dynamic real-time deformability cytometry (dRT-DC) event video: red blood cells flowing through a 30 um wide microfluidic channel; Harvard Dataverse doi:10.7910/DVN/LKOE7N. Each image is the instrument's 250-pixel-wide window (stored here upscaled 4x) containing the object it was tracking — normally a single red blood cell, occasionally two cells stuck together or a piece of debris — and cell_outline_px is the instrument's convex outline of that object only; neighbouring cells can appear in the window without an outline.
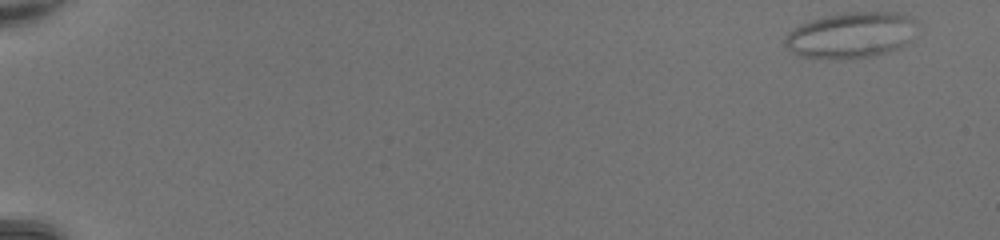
{"species": "common noctule bat (a hibernating species)", "species_latin": "Nyctalus noctula", "temperature_condition": "room temperature", "stored_images_in_passage": 48, "camera_frame_rate_fps": 3000, "um_per_image_px": 0.085, "animal": {"sex": "female", "body_mass_g": 20.0, "forearm_length_mm": 54.0}, "frame": {"image": 1, "passage_image": 1, "time_ms": 0.0, "image_size_px": [1000, 240], "cell_outline_px": [[916, 20], [908, 44], [900, 48], [868, 56], [840, 60], [800, 56], [788, 48], [784, 44], [784, 36], [792, 28], [800, 24], [824, 16], [844, 12], [904, 12], [912, 16]], "centroid_in_image_um": [72.32, 2.97], "position_along_channel_um": 12.7, "area_um2": 35.49}}
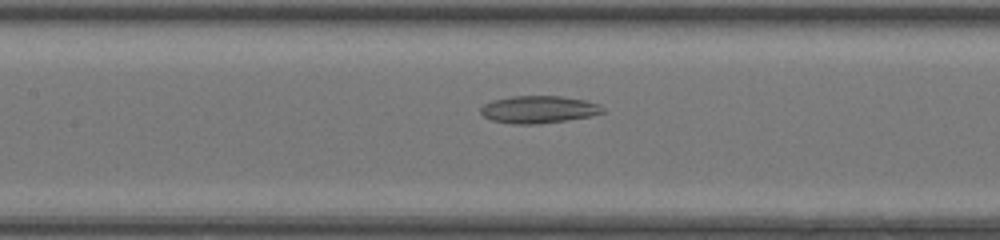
{"frame": {"image": 2, "passage_image": 24, "time_ms": 7.667, "image_size_px": [1000, 240], "cell_outline_px": [[604, 112], [592, 116], [540, 124], [512, 124], [492, 120], [484, 116], [480, 112], [480, 108], [484, 104], [492, 100], [512, 96], [560, 96], [584, 100], [600, 104], [604, 108]], "centroid_in_image_um": [45.79, 9.31], "position_along_channel_um": 161.6, "area_um2": 19.54}}
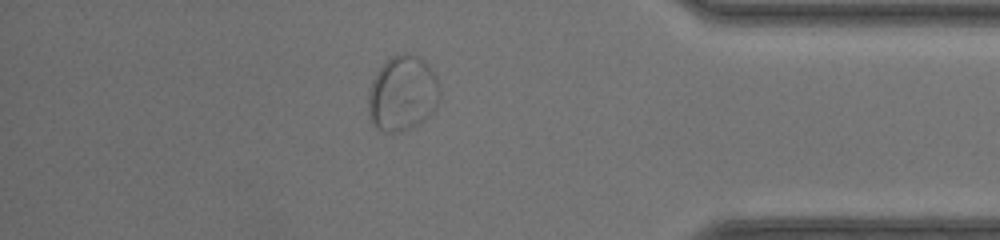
{"frame": {"image": 3, "passage_image": 42, "time_ms": 13.667, "image_size_px": [1000, 240], "cell_outline_px": [[440, 96], [436, 108], [420, 124], [400, 132], [384, 132], [376, 128], [372, 124], [368, 112], [368, 88], [376, 72], [392, 56], [404, 52], [408, 52], [420, 56], [428, 64], [436, 76], [440, 84]], "centroid_in_image_um": [34.22, 7.94], "position_along_channel_um": 401.0, "area_um2": 31.96}}